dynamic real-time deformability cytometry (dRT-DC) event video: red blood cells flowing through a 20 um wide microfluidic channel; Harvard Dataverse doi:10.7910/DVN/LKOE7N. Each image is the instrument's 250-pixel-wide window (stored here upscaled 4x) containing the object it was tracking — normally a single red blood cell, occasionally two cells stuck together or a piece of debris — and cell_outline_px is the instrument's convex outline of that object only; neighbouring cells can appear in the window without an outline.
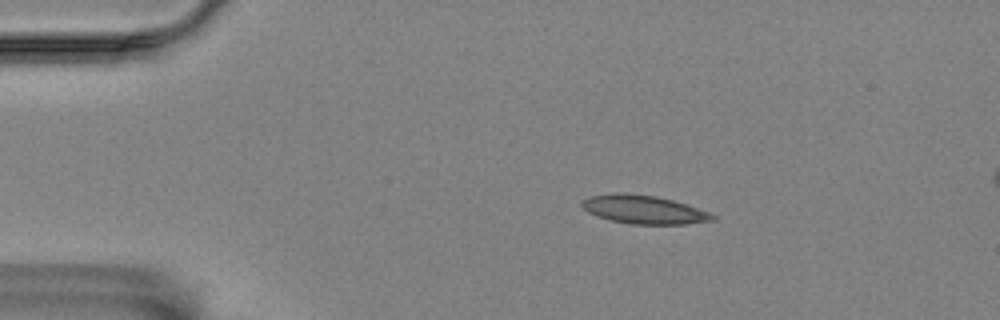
{"species": "Egyptian fruit bat (a non-hibernating species)", "species_latin": "Rousettus aegyptiacus", "temperature_condition": "room temperature", "stored_images_in_passage": 4, "camera_frame_rate_fps": 3000, "um_per_image_px": 0.085, "animal": {"sex": "female"}, "frame": {"image": 1, "passage_image": 2, "time_ms": 1.333, "image_size_px": [1000, 320], "cell_outline_px": [[716, 220], [688, 224], [632, 224], [612, 220], [596, 216], [588, 212], [580, 204], [584, 200], [592, 196], [616, 192], [624, 192], [656, 196], [672, 200], [708, 212], [716, 216]], "centroid_in_image_um": [54.73, 17.81], "position_along_channel_um": 30.3, "area_um2": 21.5}}